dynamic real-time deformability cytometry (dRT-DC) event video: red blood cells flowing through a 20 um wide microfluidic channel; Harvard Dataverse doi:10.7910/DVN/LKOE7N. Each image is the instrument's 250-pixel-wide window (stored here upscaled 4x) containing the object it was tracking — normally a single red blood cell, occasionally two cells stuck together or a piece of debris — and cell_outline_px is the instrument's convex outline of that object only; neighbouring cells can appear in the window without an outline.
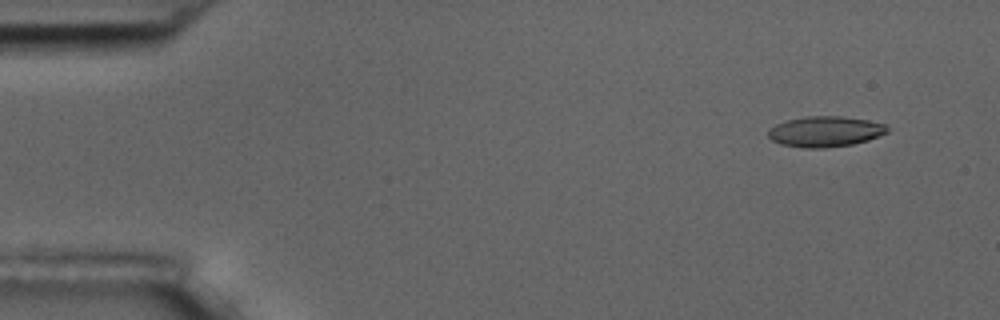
{"species": "common noctule bat (a hibernating species)", "species_latin": "Nyctalus noctula", "temperature_condition": "room temperature", "stored_images_in_passage": 3, "camera_frame_rate_fps": 3000, "um_per_image_px": 0.085, "animal": {"sex": "male", "body_mass_g": 17.5, "forearm_length_mm": 52.3}, "frame": {"image": 1, "passage_image": 1, "time_ms": 0.0, "image_size_px": [1000, 320], "cell_outline_px": [[888, 132], [868, 140], [852, 144], [824, 148], [804, 148], [780, 144], [772, 140], [768, 136], [768, 128], [784, 120], [804, 116], [840, 116], [868, 120], [884, 124], [888, 128]], "centroid_in_image_um": [70.09, 11.17], "position_along_channel_um": 14.9, "area_um2": 21.33}}